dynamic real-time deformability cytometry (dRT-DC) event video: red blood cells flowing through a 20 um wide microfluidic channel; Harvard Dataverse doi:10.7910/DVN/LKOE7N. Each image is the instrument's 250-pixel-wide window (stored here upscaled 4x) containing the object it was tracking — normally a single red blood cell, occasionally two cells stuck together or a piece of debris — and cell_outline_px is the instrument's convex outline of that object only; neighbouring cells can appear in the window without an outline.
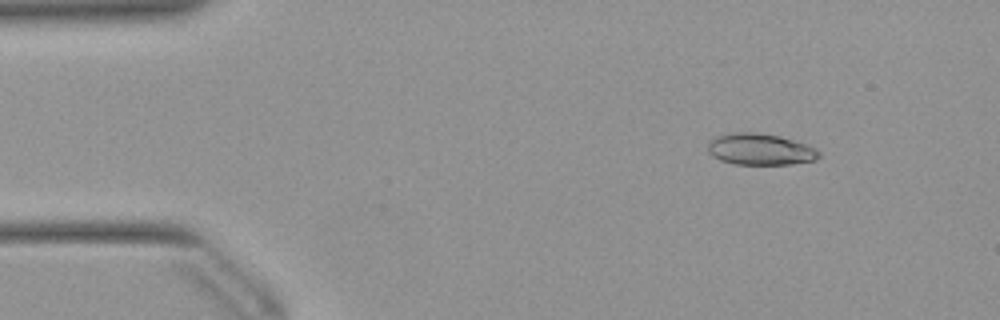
{"species": "Egyptian fruit bat (a non-hibernating species)", "species_latin": "Rousettus aegyptiacus", "temperature_condition": "warm", "stored_images_in_passage": 45, "camera_frame_rate_fps": 3000, "um_per_image_px": 0.085, "animal": {"sex": "female"}, "frame": {"image": 1, "passage_image": 1, "time_ms": 0.0, "image_size_px": [1000, 320], "cell_outline_px": [[820, 156], [816, 160], [792, 164], [736, 164], [720, 160], [712, 156], [708, 152], [708, 140], [716, 136], [728, 132], [756, 132], [780, 136], [808, 144], [816, 148], [820, 152]], "centroid_in_image_um": [64.61, 12.68], "position_along_channel_um": 20.4, "area_um2": 20.69}}
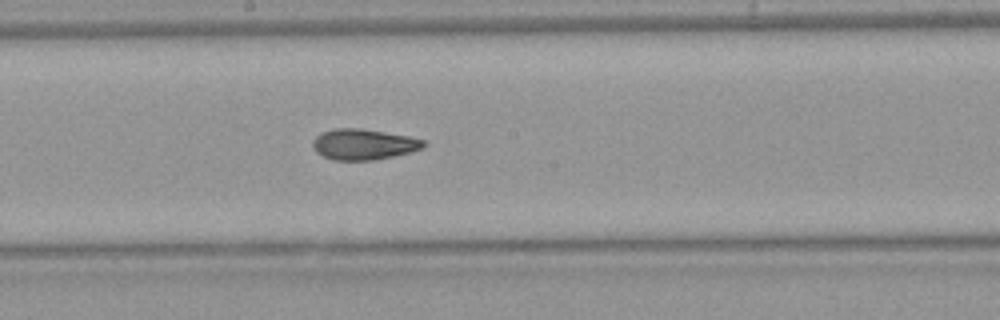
{"frame": {"image": 2, "passage_image": 22, "time_ms": 7.0, "image_size_px": [1000, 320], "cell_outline_px": [[428, 144], [424, 148], [392, 156], [372, 160], [332, 160], [316, 152], [312, 144], [312, 140], [316, 136], [332, 128], [360, 128], [408, 136], [424, 140]], "centroid_in_image_um": [30.9, 12.26], "position_along_channel_um": 217.3, "area_um2": 19.77}}
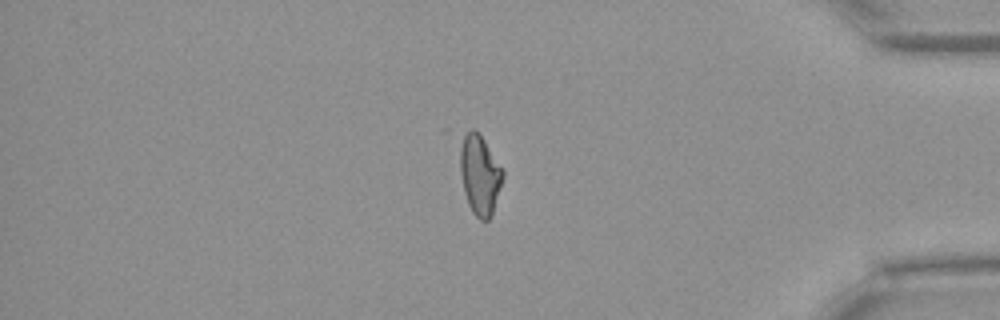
{"frame": {"image": 3, "passage_image": 38, "time_ms": 12.333, "image_size_px": [1000, 320], "cell_outline_px": [[504, 176], [492, 216], [488, 220], [480, 220], [472, 212], [468, 204], [464, 192], [460, 172], [460, 148], [464, 132], [472, 128], [484, 140], [504, 168]], "centroid_in_image_um": [40.8, 14.86], "position_along_channel_um": 394.4, "area_um2": 20.06}, "authors_computed_cell_mechanics": {"area_um2": 19.941, "velocity_mm_per_s": 3.9505, "shape_relaxation_time_tau1_ms": null, "shape_relaxation_time_tau2_ms": 1.7564, "deformation_change_tau1": null, "deformation_change_tau2": 0.0744}}